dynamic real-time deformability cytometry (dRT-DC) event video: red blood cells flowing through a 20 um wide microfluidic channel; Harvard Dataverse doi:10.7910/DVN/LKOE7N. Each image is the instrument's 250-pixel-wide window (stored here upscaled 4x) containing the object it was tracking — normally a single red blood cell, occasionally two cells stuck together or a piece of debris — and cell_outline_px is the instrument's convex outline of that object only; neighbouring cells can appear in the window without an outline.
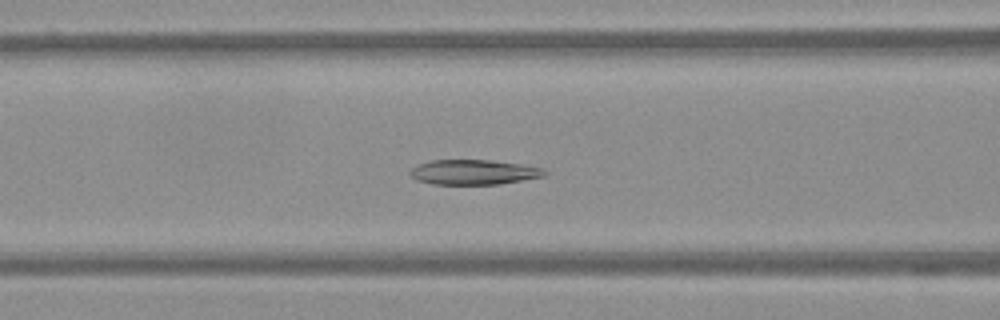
{"species": "Egyptian fruit bat (a non-hibernating species)", "species_latin": "Rousettus aegyptiacus", "temperature_condition": "warm", "stored_images_in_passage": 57, "camera_frame_rate_fps": 3000, "um_per_image_px": 0.085, "frame": {"image": 1, "passage_image": 24, "time_ms": 7.667, "image_size_px": [1000, 320], "cell_outline_px": [[548, 172], [544, 176], [500, 184], [432, 184], [416, 180], [408, 172], [416, 164], [432, 160], [492, 160], [520, 164], [544, 168]], "centroid_in_image_um": [40.25, 14.63], "position_along_channel_um": 126.3, "area_um2": 19.59}}
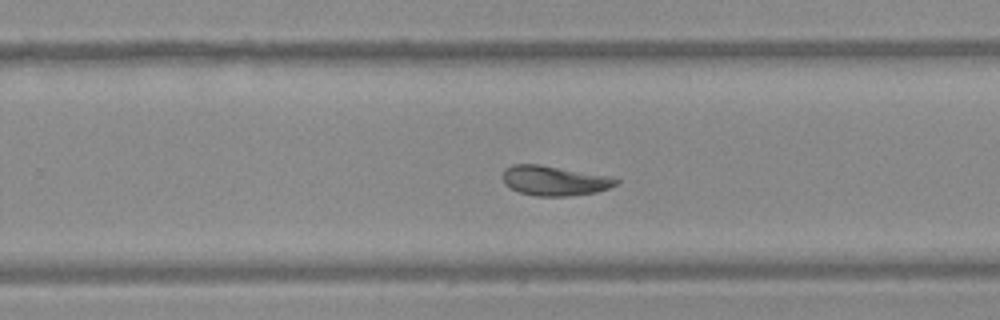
{"frame": {"image": 2, "passage_image": 37, "time_ms": 12.0, "image_size_px": [1000, 320], "cell_outline_px": [[620, 180], [616, 184], [608, 188], [596, 192], [572, 196], [536, 196], [520, 192], [504, 184], [500, 176], [504, 168], [512, 164], [540, 164], [608, 176]], "centroid_in_image_um": [47.06, 15.35], "position_along_channel_um": 282.7, "area_um2": 19.77}}
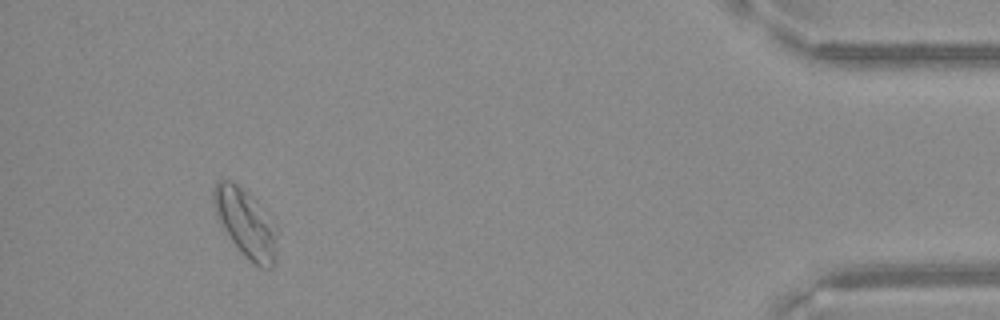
{"frame": {"image": 3, "passage_image": 53, "time_ms": 17.333, "image_size_px": [1000, 320], "cell_outline_px": [[276, 264], [272, 268], [260, 268], [252, 264], [248, 260], [232, 240], [216, 216], [212, 200], [212, 192], [216, 180], [220, 176], [232, 180], [248, 192], [256, 200], [276, 224]], "centroid_in_image_um": [20.88, 18.93], "position_along_channel_um": 414.3, "area_um2": 25.72}}